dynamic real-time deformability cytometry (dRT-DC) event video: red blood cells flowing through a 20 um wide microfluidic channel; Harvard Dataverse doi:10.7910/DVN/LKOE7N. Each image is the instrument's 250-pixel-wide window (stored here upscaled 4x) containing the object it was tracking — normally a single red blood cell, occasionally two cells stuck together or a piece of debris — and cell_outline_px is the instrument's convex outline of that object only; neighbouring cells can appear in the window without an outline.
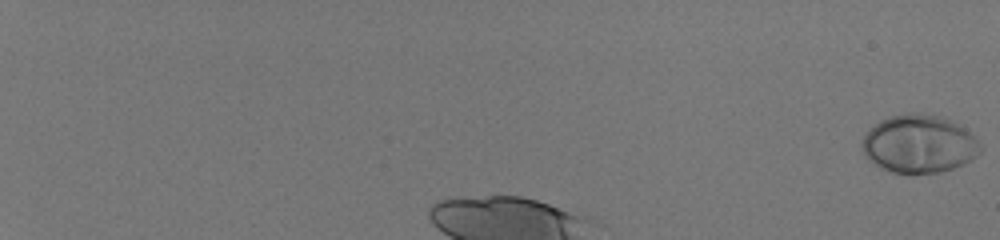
{"species": "human", "species_latin": "Homo sapiens", "temperature_condition": "room temperature", "stored_images_in_passage": 36, "camera_frame_rate_fps": 3000, "um_per_image_px": 0.085, "donor": {"sex": "male"}, "frame": {"image": 1, "passage_image": 1, "time_ms": 0.0, "image_size_px": [1000, 240], "cell_outline_px": [[984, 148], [972, 160], [964, 164], [940, 172], [912, 176], [892, 172], [880, 168], [860, 148], [860, 144], [864, 136], [880, 120], [888, 116], [908, 112], [920, 112], [940, 116], [952, 120], [964, 128]], "centroid_in_image_um": [78.12, 12.25], "position_along_channel_um": 6.9, "area_um2": 40.52}}
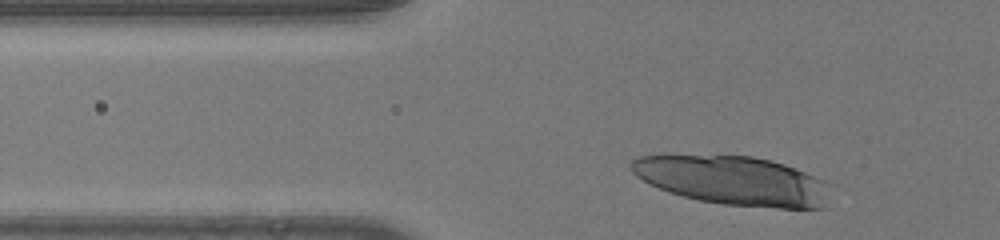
{"frame": {"image": 2, "passage_image": 8, "time_ms": 2.333, "image_size_px": [1000, 240], "cell_outline_px": [[828, 208], [780, 208], [724, 204], [700, 200], [684, 196], [660, 188], [636, 176], [628, 168], [628, 164], [632, 160], [640, 156], [752, 156], [784, 164], [824, 180], [828, 184]], "centroid_in_image_um": [62.36, 15.36], "position_along_channel_um": 63.4, "area_um2": 56.18}}